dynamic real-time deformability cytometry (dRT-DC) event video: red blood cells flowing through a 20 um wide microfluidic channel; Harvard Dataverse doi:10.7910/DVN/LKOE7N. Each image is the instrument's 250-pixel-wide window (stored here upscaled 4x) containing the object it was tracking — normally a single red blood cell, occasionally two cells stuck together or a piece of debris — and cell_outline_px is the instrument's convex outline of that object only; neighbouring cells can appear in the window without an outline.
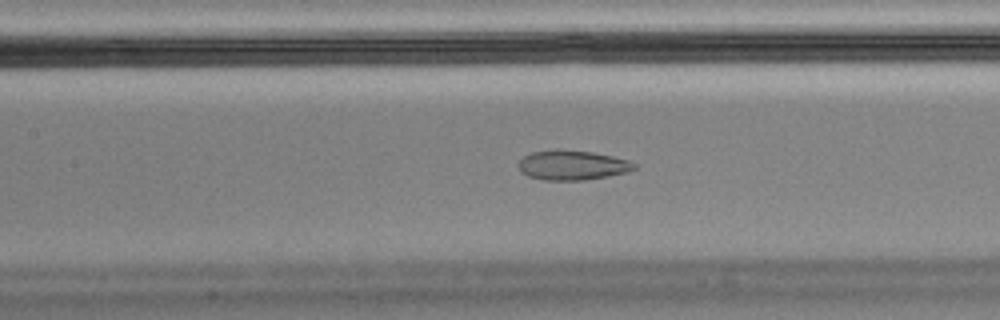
{"species": "Egyptian fruit bat (a non-hibernating species)", "species_latin": "Rousettus aegyptiacus", "temperature_condition": "cold", "stored_images_in_passage": 57, "camera_frame_rate_fps": 3000, "um_per_image_px": 0.085, "animal": {"sex": "male"}, "frame": {"image": 1, "passage_image": 25, "time_ms": 8.0, "image_size_px": [1000, 320], "cell_outline_px": [[636, 168], [628, 172], [608, 176], [584, 180], [544, 180], [528, 176], [520, 172], [516, 164], [524, 156], [532, 152], [556, 148], [560, 148], [592, 152], [612, 156], [628, 160], [636, 164]], "centroid_in_image_um": [48.61, 14.03], "position_along_channel_um": 158.8, "area_um2": 20.35}, "authors_computed_cell_mechanics": {"area_um2": 21.6172, "velocity_mm_per_s": 3.4894, "shape_relaxation_time_tau1_ms": null, "shape_relaxation_time_tau2_ms": 1.498, "deformation_change_tau1": null, "deformation_change_tau2": 0.0671}}